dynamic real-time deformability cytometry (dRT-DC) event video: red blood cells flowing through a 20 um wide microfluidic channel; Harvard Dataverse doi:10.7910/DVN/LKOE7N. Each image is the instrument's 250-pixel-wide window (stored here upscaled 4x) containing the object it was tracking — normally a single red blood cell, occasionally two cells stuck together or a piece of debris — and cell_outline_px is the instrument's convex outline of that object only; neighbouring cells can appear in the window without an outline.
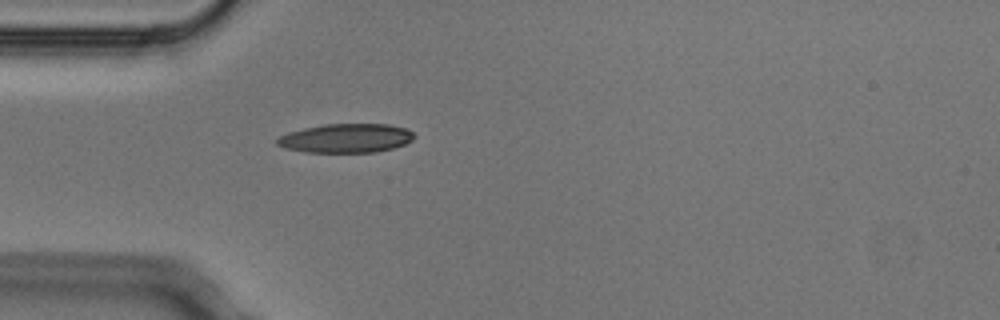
{"species": "Egyptian fruit bat (a non-hibernating species)", "species_latin": "Rousettus aegyptiacus", "temperature_condition": "cold", "stored_images_in_passage": 1, "camera_frame_rate_fps": 3000, "um_per_image_px": 0.085, "animal": {"sex": "male"}, "frame": {"image": 1, "passage_image": 1, "time_ms": 0.0, "image_size_px": [1000, 320], "cell_outline_px": [[416, 136], [412, 140], [404, 144], [392, 148], [376, 152], [304, 152], [284, 148], [276, 144], [276, 140], [280, 136], [288, 132], [304, 128], [324, 124], [388, 124], [404, 128], [412, 132]], "centroid_in_image_um": [29.39, 11.75], "position_along_channel_um": 55.6, "area_um2": 23.12}}